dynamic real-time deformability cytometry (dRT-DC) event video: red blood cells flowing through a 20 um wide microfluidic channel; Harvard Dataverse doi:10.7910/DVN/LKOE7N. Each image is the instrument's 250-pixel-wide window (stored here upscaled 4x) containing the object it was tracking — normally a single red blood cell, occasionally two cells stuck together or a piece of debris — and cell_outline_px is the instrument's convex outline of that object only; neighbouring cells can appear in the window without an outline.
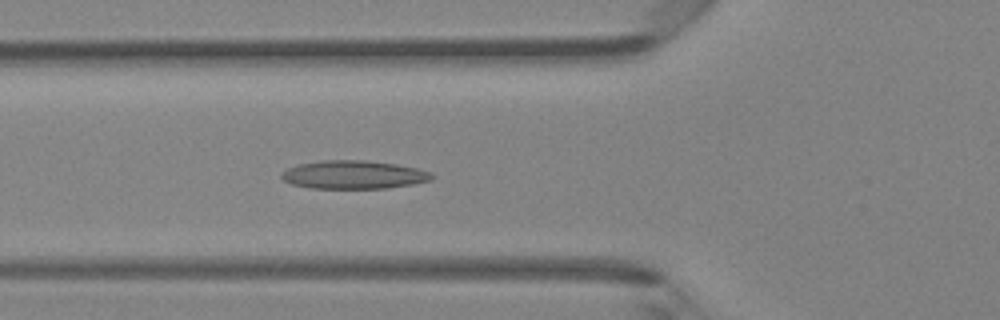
{"species": "Egyptian fruit bat (a non-hibernating species)", "species_latin": "Rousettus aegyptiacus", "temperature_condition": "room temperature", "stored_images_in_passage": 46, "camera_frame_rate_fps": 3000, "um_per_image_px": 0.085, "animal": {"sex": "female"}, "frame": {"image": 1, "passage_image": 16, "time_ms": 5.0, "image_size_px": [1000, 320], "cell_outline_px": [[436, 176], [432, 180], [412, 184], [388, 188], [312, 188], [292, 184], [284, 180], [280, 176], [288, 168], [296, 164], [320, 160], [364, 160], [396, 164], [416, 168], [432, 172]], "centroid_in_image_um": [30.09, 14.84], "position_along_channel_um": 95.7, "area_um2": 24.85}}
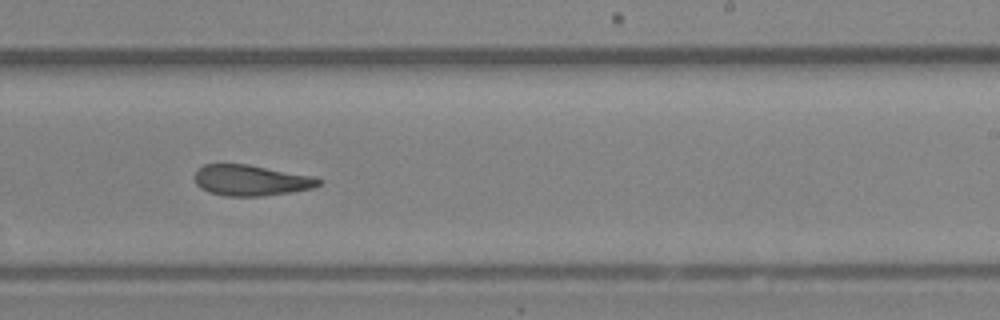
{"frame": {"image": 2, "passage_image": 28, "time_ms": 9.0, "image_size_px": [1000, 320], "cell_outline_px": [[324, 180], [320, 184], [312, 188], [288, 192], [260, 196], [224, 196], [208, 192], [200, 188], [196, 184], [196, 172], [204, 164], [248, 164], [312, 176]], "centroid_in_image_um": [21.32, 15.33], "position_along_channel_um": 267.7, "area_um2": 22.08}}
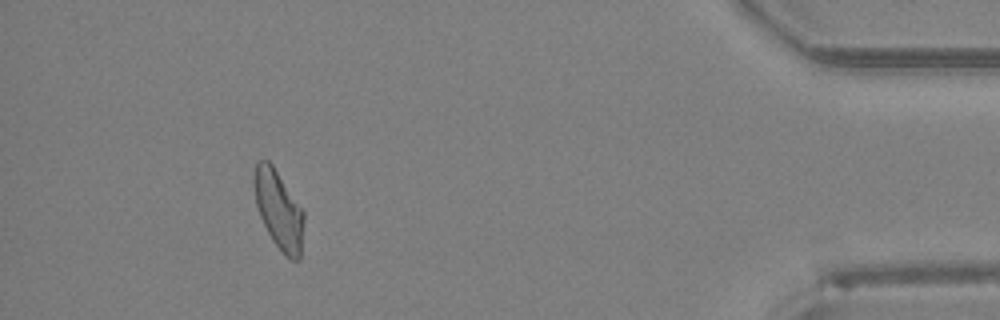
{"frame": {"image": 3, "passage_image": 42, "time_ms": 13.667, "image_size_px": [1000, 320], "cell_outline_px": [[304, 220], [300, 260], [292, 260], [272, 240], [260, 216], [256, 204], [252, 184], [252, 176], [256, 164], [260, 160], [268, 160], [272, 164], [304, 212]], "centroid_in_image_um": [23.67, 17.79], "position_along_channel_um": 411.5, "area_um2": 22.54}, "authors_computed_cell_mechanics": {"area_um2": 23.2067, "velocity_mm_per_s": 4.3164, "shape_relaxation_time_tau1_ms": null, "shape_relaxation_time_tau2_ms": 5.3587, "deformation_change_tau1": null, "deformation_change_tau2": 0.1364}}